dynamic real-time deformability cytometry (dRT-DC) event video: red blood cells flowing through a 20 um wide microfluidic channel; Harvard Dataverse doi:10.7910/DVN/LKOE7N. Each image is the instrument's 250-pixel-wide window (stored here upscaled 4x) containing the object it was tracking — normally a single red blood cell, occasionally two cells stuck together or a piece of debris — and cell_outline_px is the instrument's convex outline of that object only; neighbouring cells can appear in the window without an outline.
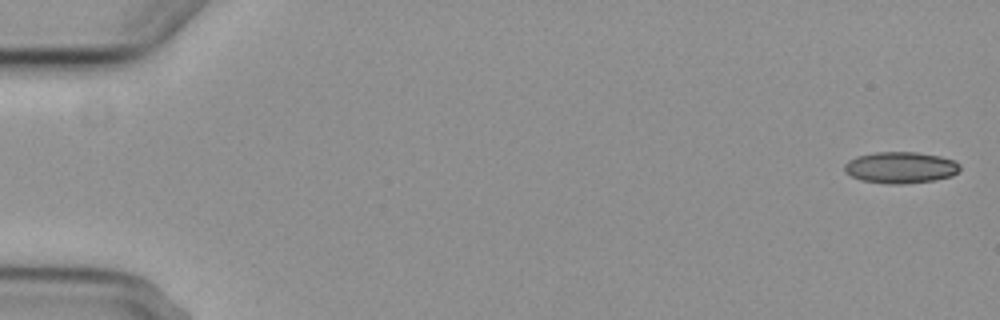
{"species": "common noctule bat (a hibernating species)", "species_latin": "Nyctalus noctula", "temperature_condition": "cold", "stored_images_in_passage": 5, "camera_frame_rate_fps": 3000, "um_per_image_px": 0.085, "animal": {"sex": "female", "body_mass_g": 29.2, "forearm_length_mm": 56.3}, "frame": {"image": 1, "passage_image": 1, "time_ms": 0.0, "image_size_px": [1000, 320], "cell_outline_px": [[960, 168], [952, 176], [932, 180], [904, 184], [888, 184], [860, 180], [844, 172], [844, 164], [848, 160], [856, 156], [876, 152], [916, 152], [940, 156], [952, 160], [960, 164]], "centroid_in_image_um": [76.51, 14.24], "position_along_channel_um": 8.5, "area_um2": 21.15}}